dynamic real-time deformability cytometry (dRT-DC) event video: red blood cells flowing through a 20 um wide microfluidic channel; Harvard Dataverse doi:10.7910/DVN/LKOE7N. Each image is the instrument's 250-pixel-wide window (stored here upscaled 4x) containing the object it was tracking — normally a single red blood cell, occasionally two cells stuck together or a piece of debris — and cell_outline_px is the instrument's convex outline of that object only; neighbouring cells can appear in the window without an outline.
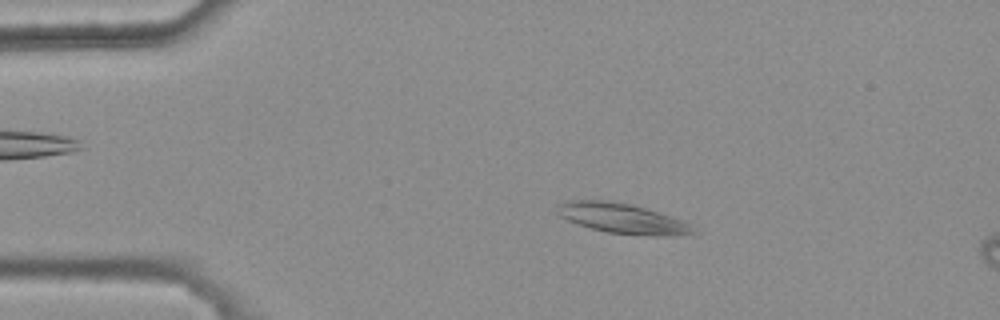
{"species": "common noctule bat (a hibernating species)", "species_latin": "Nyctalus noctula", "temperature_condition": "warm", "stored_images_in_passage": 45, "camera_frame_rate_fps": 3000, "um_per_image_px": 0.085, "animal": {"sex": "female", "body_mass_g": 25.1}, "frame": {"image": 1, "passage_image": 10, "time_ms": 3.0, "image_size_px": [1000, 320], "cell_outline_px": [[692, 232], [672, 236], [652, 236], [608, 232], [592, 228], [568, 220], [560, 216], [556, 212], [560, 204], [564, 200], [612, 200], [632, 204], [692, 224]], "centroid_in_image_um": [52.84, 18.55], "position_along_channel_um": 32.2, "area_um2": 23.35}}
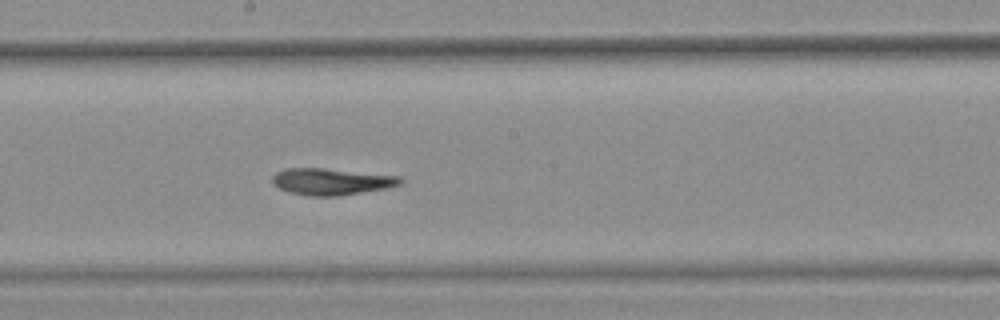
{"frame": {"image": 2, "passage_image": 29, "time_ms": 9.333, "image_size_px": [1000, 320], "cell_outline_px": [[404, 180], [400, 184], [384, 188], [336, 196], [308, 196], [288, 192], [272, 184], [272, 176], [276, 172], [284, 168], [324, 168], [400, 176]], "centroid_in_image_um": [28.11, 15.42], "position_along_channel_um": 220.1, "area_um2": 19.77}}
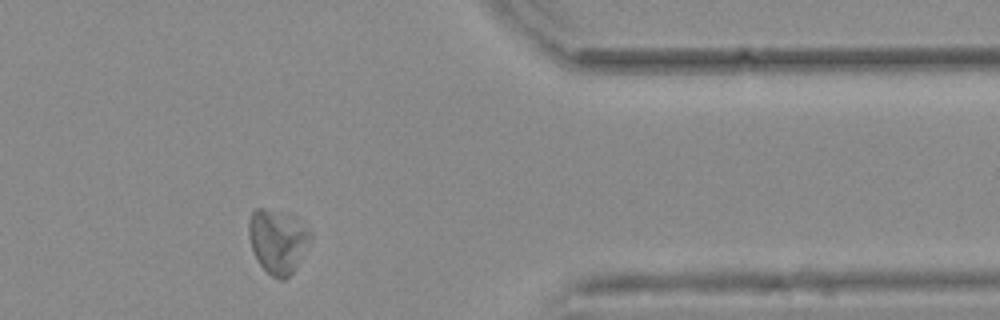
{"frame": {"image": 3, "passage_image": 44, "time_ms": 14.333, "image_size_px": [1000, 320], "cell_outline_px": [[312, 240], [296, 268], [284, 280], [280, 280], [272, 276], [256, 260], [248, 236], [248, 220], [252, 212], [256, 208], [264, 208], [296, 220], [312, 232]], "centroid_in_image_um": [23.59, 20.54], "position_along_channel_um": 387.8, "area_um2": 22.66}, "authors_computed_cell_mechanics": {"area_um2": 21.1548, "velocity_mm_per_s": 3.7128, "shape_relaxation_time_tau1_ms": 8.9373, "shape_relaxation_time_tau2_ms": 3.3406, "deformation_change_tau1": 0.1572, "deformation_change_tau2": 0.1107}}